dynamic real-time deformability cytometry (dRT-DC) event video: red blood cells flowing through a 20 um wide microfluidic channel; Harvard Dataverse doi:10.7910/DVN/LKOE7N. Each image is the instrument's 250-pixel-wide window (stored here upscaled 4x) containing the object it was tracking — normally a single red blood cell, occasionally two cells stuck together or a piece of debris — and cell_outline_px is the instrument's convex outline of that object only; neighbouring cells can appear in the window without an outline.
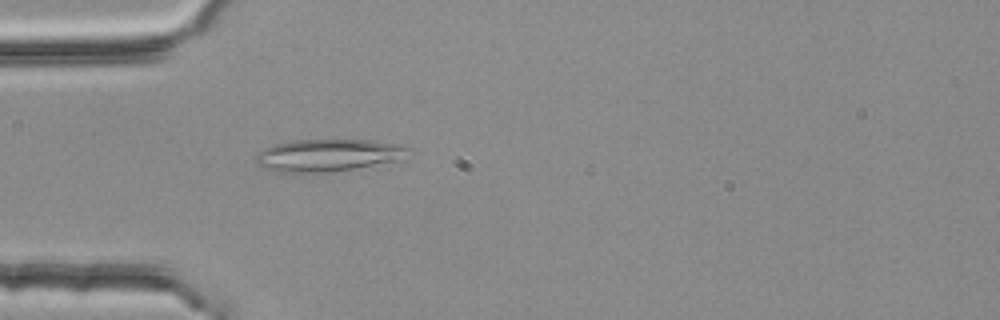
{"species": "common noctule bat (a hibernating species)", "species_latin": "Nyctalus noctula", "temperature_condition": "room temperature", "stored_images_in_passage": 4, "camera_frame_rate_fps": 3000, "um_per_image_px": 0.085, "animal": {"sex": "female", "body_mass_g": 25.1}, "frame": {"image": 1, "passage_image": 4, "time_ms": 1.0, "image_size_px": [1000, 320], "cell_outline_px": [[416, 148], [396, 160], [352, 168], [320, 172], [276, 172], [264, 168], [256, 164], [256, 152], [264, 148], [276, 144], [296, 140], [372, 140], [404, 144]], "centroid_in_image_um": [27.89, 13.17], "position_along_channel_um": 57.1, "area_um2": 28.5}}